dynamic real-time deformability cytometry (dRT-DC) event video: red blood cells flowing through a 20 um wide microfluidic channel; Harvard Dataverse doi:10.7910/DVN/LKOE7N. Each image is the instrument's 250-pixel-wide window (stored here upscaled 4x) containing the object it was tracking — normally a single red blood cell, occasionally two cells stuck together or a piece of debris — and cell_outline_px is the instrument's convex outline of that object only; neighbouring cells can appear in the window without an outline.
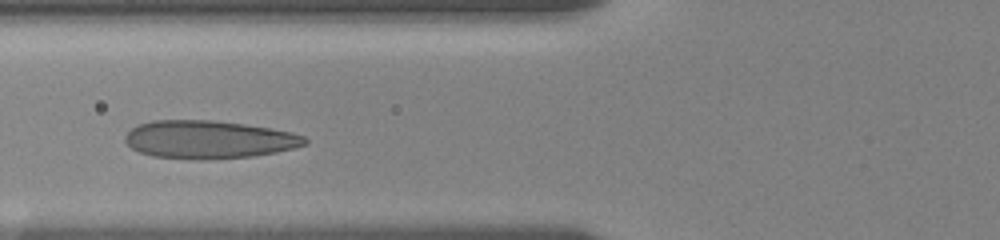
{"species": "human", "species_latin": "Homo sapiens", "temperature_condition": "room temperature", "stored_images_in_passage": 17, "camera_frame_rate_fps": 3000, "um_per_image_px": 0.085, "donor": {"sex": "female"}, "frame": {"image": 1, "passage_image": 2, "time_ms": 1.0, "image_size_px": [1000, 240], "cell_outline_px": [[308, 144], [276, 152], [252, 156], [204, 160], [200, 160], [152, 156], [140, 152], [132, 148], [124, 140], [124, 136], [136, 124], [152, 120], [212, 120], [244, 124], [268, 128], [288, 132], [304, 136], [308, 140]], "centroid_in_image_um": [17.7, 11.86], "position_along_channel_um": 108.1, "area_um2": 39.77}}
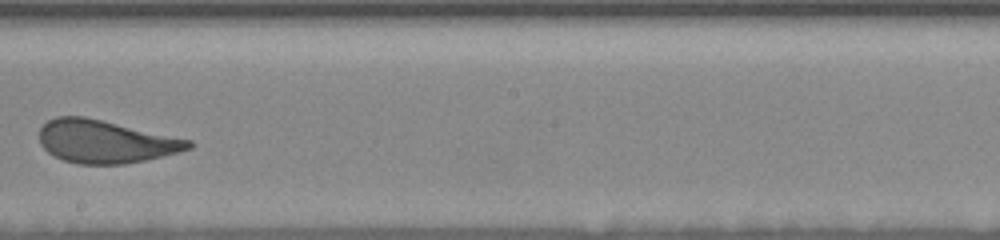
{"frame": {"image": 2, "passage_image": 7, "time_ms": 4.667, "image_size_px": [1000, 240], "cell_outline_px": [[192, 148], [180, 152], [144, 160], [124, 164], [76, 164], [64, 160], [48, 152], [40, 144], [40, 128], [48, 120], [56, 116], [84, 116], [192, 140]], "centroid_in_image_um": [8.96, 12.03], "position_along_channel_um": 239.2, "area_um2": 37.17}}
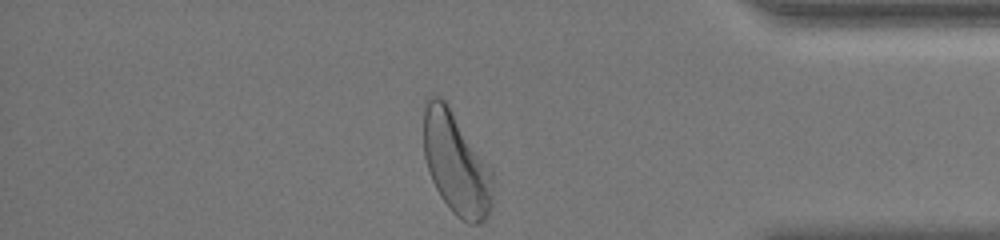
{"frame": {"image": 3, "passage_image": 17, "time_ms": 9.667, "image_size_px": [1000, 240], "cell_outline_px": [[492, 208], [484, 220], [476, 224], [472, 224], [456, 216], [452, 212], [440, 196], [428, 172], [424, 156], [424, 100], [428, 96], [440, 96], [444, 100], [492, 172]], "centroid_in_image_um": [38.73, 13.92], "position_along_channel_um": 396.5, "area_um2": 40.52}, "authors_computed_cell_mechanics": {"area_um2": 38.6682, "velocity_mm_per_s": 3.5732, "shape_relaxation_time_tau1_ms": 3.3367, "shape_relaxation_time_tau2_ms": null, "deformation_change_tau1": 0.1178, "deformation_change_tau2": null}}